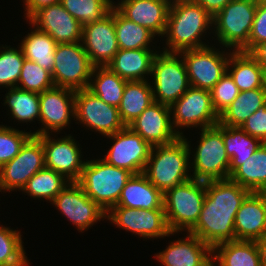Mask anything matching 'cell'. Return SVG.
Instances as JSON below:
<instances>
[{
  "mask_svg": "<svg viewBox=\"0 0 266 266\" xmlns=\"http://www.w3.org/2000/svg\"><path fill=\"white\" fill-rule=\"evenodd\" d=\"M116 206L139 210L164 209L163 193L143 173L133 174L122 189Z\"/></svg>",
  "mask_w": 266,
  "mask_h": 266,
  "instance_id": "cell-27",
  "label": "cell"
},
{
  "mask_svg": "<svg viewBox=\"0 0 266 266\" xmlns=\"http://www.w3.org/2000/svg\"><path fill=\"white\" fill-rule=\"evenodd\" d=\"M50 135L38 136L43 142L45 167L62 174L70 182H77L86 163L81 159L80 144L71 134L57 139Z\"/></svg>",
  "mask_w": 266,
  "mask_h": 266,
  "instance_id": "cell-18",
  "label": "cell"
},
{
  "mask_svg": "<svg viewBox=\"0 0 266 266\" xmlns=\"http://www.w3.org/2000/svg\"><path fill=\"white\" fill-rule=\"evenodd\" d=\"M212 105L220 115L239 95L240 90L228 72L210 90Z\"/></svg>",
  "mask_w": 266,
  "mask_h": 266,
  "instance_id": "cell-43",
  "label": "cell"
},
{
  "mask_svg": "<svg viewBox=\"0 0 266 266\" xmlns=\"http://www.w3.org/2000/svg\"><path fill=\"white\" fill-rule=\"evenodd\" d=\"M229 179L250 192L266 190V143L245 160H230Z\"/></svg>",
  "mask_w": 266,
  "mask_h": 266,
  "instance_id": "cell-25",
  "label": "cell"
},
{
  "mask_svg": "<svg viewBox=\"0 0 266 266\" xmlns=\"http://www.w3.org/2000/svg\"><path fill=\"white\" fill-rule=\"evenodd\" d=\"M215 127L222 133L226 153L230 160L248 159L262 144L241 127L223 126L220 123H217Z\"/></svg>",
  "mask_w": 266,
  "mask_h": 266,
  "instance_id": "cell-37",
  "label": "cell"
},
{
  "mask_svg": "<svg viewBox=\"0 0 266 266\" xmlns=\"http://www.w3.org/2000/svg\"><path fill=\"white\" fill-rule=\"evenodd\" d=\"M216 50V51H215ZM219 51L215 47L205 46L180 51L188 74L190 86L211 90L227 72V65L232 53Z\"/></svg>",
  "mask_w": 266,
  "mask_h": 266,
  "instance_id": "cell-11",
  "label": "cell"
},
{
  "mask_svg": "<svg viewBox=\"0 0 266 266\" xmlns=\"http://www.w3.org/2000/svg\"><path fill=\"white\" fill-rule=\"evenodd\" d=\"M206 196V181L191 178L163 194V208L171 232H189L198 221Z\"/></svg>",
  "mask_w": 266,
  "mask_h": 266,
  "instance_id": "cell-5",
  "label": "cell"
},
{
  "mask_svg": "<svg viewBox=\"0 0 266 266\" xmlns=\"http://www.w3.org/2000/svg\"><path fill=\"white\" fill-rule=\"evenodd\" d=\"M69 182L62 174L45 167L35 173L21 191L32 198L52 202Z\"/></svg>",
  "mask_w": 266,
  "mask_h": 266,
  "instance_id": "cell-35",
  "label": "cell"
},
{
  "mask_svg": "<svg viewBox=\"0 0 266 266\" xmlns=\"http://www.w3.org/2000/svg\"><path fill=\"white\" fill-rule=\"evenodd\" d=\"M169 106L154 102L128 126L151 146L170 144L180 135L174 130Z\"/></svg>",
  "mask_w": 266,
  "mask_h": 266,
  "instance_id": "cell-21",
  "label": "cell"
},
{
  "mask_svg": "<svg viewBox=\"0 0 266 266\" xmlns=\"http://www.w3.org/2000/svg\"><path fill=\"white\" fill-rule=\"evenodd\" d=\"M172 0H121L114 7L128 20L161 36L166 30Z\"/></svg>",
  "mask_w": 266,
  "mask_h": 266,
  "instance_id": "cell-22",
  "label": "cell"
},
{
  "mask_svg": "<svg viewBox=\"0 0 266 266\" xmlns=\"http://www.w3.org/2000/svg\"><path fill=\"white\" fill-rule=\"evenodd\" d=\"M74 113L78 120L88 129L98 131L101 135H112L125 127L117 107L102 101L88 88L75 91Z\"/></svg>",
  "mask_w": 266,
  "mask_h": 266,
  "instance_id": "cell-13",
  "label": "cell"
},
{
  "mask_svg": "<svg viewBox=\"0 0 266 266\" xmlns=\"http://www.w3.org/2000/svg\"><path fill=\"white\" fill-rule=\"evenodd\" d=\"M21 232L0 226V265L28 266L29 261L21 237Z\"/></svg>",
  "mask_w": 266,
  "mask_h": 266,
  "instance_id": "cell-38",
  "label": "cell"
},
{
  "mask_svg": "<svg viewBox=\"0 0 266 266\" xmlns=\"http://www.w3.org/2000/svg\"><path fill=\"white\" fill-rule=\"evenodd\" d=\"M93 68L81 42L57 44L51 74L56 87L88 88Z\"/></svg>",
  "mask_w": 266,
  "mask_h": 266,
  "instance_id": "cell-9",
  "label": "cell"
},
{
  "mask_svg": "<svg viewBox=\"0 0 266 266\" xmlns=\"http://www.w3.org/2000/svg\"><path fill=\"white\" fill-rule=\"evenodd\" d=\"M126 82L107 66H94L88 89L105 103L118 108Z\"/></svg>",
  "mask_w": 266,
  "mask_h": 266,
  "instance_id": "cell-33",
  "label": "cell"
},
{
  "mask_svg": "<svg viewBox=\"0 0 266 266\" xmlns=\"http://www.w3.org/2000/svg\"><path fill=\"white\" fill-rule=\"evenodd\" d=\"M174 130L183 136L182 128H210L219 123V115L212 105L211 92L190 86L184 95L170 106ZM178 131H177V130Z\"/></svg>",
  "mask_w": 266,
  "mask_h": 266,
  "instance_id": "cell-10",
  "label": "cell"
},
{
  "mask_svg": "<svg viewBox=\"0 0 266 266\" xmlns=\"http://www.w3.org/2000/svg\"><path fill=\"white\" fill-rule=\"evenodd\" d=\"M60 3L82 25L101 20L114 6L113 0H61Z\"/></svg>",
  "mask_w": 266,
  "mask_h": 266,
  "instance_id": "cell-39",
  "label": "cell"
},
{
  "mask_svg": "<svg viewBox=\"0 0 266 266\" xmlns=\"http://www.w3.org/2000/svg\"><path fill=\"white\" fill-rule=\"evenodd\" d=\"M250 54L257 60V62L266 71V41L257 45Z\"/></svg>",
  "mask_w": 266,
  "mask_h": 266,
  "instance_id": "cell-48",
  "label": "cell"
},
{
  "mask_svg": "<svg viewBox=\"0 0 266 266\" xmlns=\"http://www.w3.org/2000/svg\"><path fill=\"white\" fill-rule=\"evenodd\" d=\"M157 53L151 49H119L106 66L126 81L147 80Z\"/></svg>",
  "mask_w": 266,
  "mask_h": 266,
  "instance_id": "cell-26",
  "label": "cell"
},
{
  "mask_svg": "<svg viewBox=\"0 0 266 266\" xmlns=\"http://www.w3.org/2000/svg\"><path fill=\"white\" fill-rule=\"evenodd\" d=\"M5 104L11 117L18 122H32L40 120V102L39 94L31 91H26L18 87L9 88L5 94ZM37 118V119H36Z\"/></svg>",
  "mask_w": 266,
  "mask_h": 266,
  "instance_id": "cell-36",
  "label": "cell"
},
{
  "mask_svg": "<svg viewBox=\"0 0 266 266\" xmlns=\"http://www.w3.org/2000/svg\"><path fill=\"white\" fill-rule=\"evenodd\" d=\"M236 240L256 241L266 232V196L250 192L235 216Z\"/></svg>",
  "mask_w": 266,
  "mask_h": 266,
  "instance_id": "cell-24",
  "label": "cell"
},
{
  "mask_svg": "<svg viewBox=\"0 0 266 266\" xmlns=\"http://www.w3.org/2000/svg\"><path fill=\"white\" fill-rule=\"evenodd\" d=\"M61 0H23L25 9V15L28 19L35 11L40 9L41 7H45L48 5L60 3Z\"/></svg>",
  "mask_w": 266,
  "mask_h": 266,
  "instance_id": "cell-47",
  "label": "cell"
},
{
  "mask_svg": "<svg viewBox=\"0 0 266 266\" xmlns=\"http://www.w3.org/2000/svg\"><path fill=\"white\" fill-rule=\"evenodd\" d=\"M34 28L22 39L19 47L27 60L37 63L52 74L58 43L49 34Z\"/></svg>",
  "mask_w": 266,
  "mask_h": 266,
  "instance_id": "cell-32",
  "label": "cell"
},
{
  "mask_svg": "<svg viewBox=\"0 0 266 266\" xmlns=\"http://www.w3.org/2000/svg\"><path fill=\"white\" fill-rule=\"evenodd\" d=\"M84 50L94 66H106L119 51L114 26V6L101 20L83 25Z\"/></svg>",
  "mask_w": 266,
  "mask_h": 266,
  "instance_id": "cell-19",
  "label": "cell"
},
{
  "mask_svg": "<svg viewBox=\"0 0 266 266\" xmlns=\"http://www.w3.org/2000/svg\"><path fill=\"white\" fill-rule=\"evenodd\" d=\"M202 6L212 17L220 12L232 0H192Z\"/></svg>",
  "mask_w": 266,
  "mask_h": 266,
  "instance_id": "cell-46",
  "label": "cell"
},
{
  "mask_svg": "<svg viewBox=\"0 0 266 266\" xmlns=\"http://www.w3.org/2000/svg\"><path fill=\"white\" fill-rule=\"evenodd\" d=\"M212 261L218 266H262L255 241L231 240L213 248Z\"/></svg>",
  "mask_w": 266,
  "mask_h": 266,
  "instance_id": "cell-29",
  "label": "cell"
},
{
  "mask_svg": "<svg viewBox=\"0 0 266 266\" xmlns=\"http://www.w3.org/2000/svg\"><path fill=\"white\" fill-rule=\"evenodd\" d=\"M241 128L250 136L266 143V103L247 118Z\"/></svg>",
  "mask_w": 266,
  "mask_h": 266,
  "instance_id": "cell-45",
  "label": "cell"
},
{
  "mask_svg": "<svg viewBox=\"0 0 266 266\" xmlns=\"http://www.w3.org/2000/svg\"><path fill=\"white\" fill-rule=\"evenodd\" d=\"M51 204L61 211L79 232L88 230L102 218L106 219L107 215L106 211L86 195L77 182H69Z\"/></svg>",
  "mask_w": 266,
  "mask_h": 266,
  "instance_id": "cell-16",
  "label": "cell"
},
{
  "mask_svg": "<svg viewBox=\"0 0 266 266\" xmlns=\"http://www.w3.org/2000/svg\"><path fill=\"white\" fill-rule=\"evenodd\" d=\"M41 129L33 135L41 136L51 132H60L69 126L71 117H75V90L54 86L39 94ZM51 131V132H49Z\"/></svg>",
  "mask_w": 266,
  "mask_h": 266,
  "instance_id": "cell-17",
  "label": "cell"
},
{
  "mask_svg": "<svg viewBox=\"0 0 266 266\" xmlns=\"http://www.w3.org/2000/svg\"><path fill=\"white\" fill-rule=\"evenodd\" d=\"M265 103L264 87L242 91L219 115V123L223 126L241 127L247 118Z\"/></svg>",
  "mask_w": 266,
  "mask_h": 266,
  "instance_id": "cell-31",
  "label": "cell"
},
{
  "mask_svg": "<svg viewBox=\"0 0 266 266\" xmlns=\"http://www.w3.org/2000/svg\"><path fill=\"white\" fill-rule=\"evenodd\" d=\"M28 20L29 24L49 34L58 44L82 40L83 25L61 3L41 7Z\"/></svg>",
  "mask_w": 266,
  "mask_h": 266,
  "instance_id": "cell-20",
  "label": "cell"
},
{
  "mask_svg": "<svg viewBox=\"0 0 266 266\" xmlns=\"http://www.w3.org/2000/svg\"><path fill=\"white\" fill-rule=\"evenodd\" d=\"M266 41V2H257L248 44L241 50L250 53L257 45Z\"/></svg>",
  "mask_w": 266,
  "mask_h": 266,
  "instance_id": "cell-44",
  "label": "cell"
},
{
  "mask_svg": "<svg viewBox=\"0 0 266 266\" xmlns=\"http://www.w3.org/2000/svg\"><path fill=\"white\" fill-rule=\"evenodd\" d=\"M257 2L232 0L213 17L212 29L219 44L232 51H241L248 44Z\"/></svg>",
  "mask_w": 266,
  "mask_h": 266,
  "instance_id": "cell-6",
  "label": "cell"
},
{
  "mask_svg": "<svg viewBox=\"0 0 266 266\" xmlns=\"http://www.w3.org/2000/svg\"><path fill=\"white\" fill-rule=\"evenodd\" d=\"M106 218L120 229L145 239L174 235L168 227L164 209L139 210L114 206L107 212Z\"/></svg>",
  "mask_w": 266,
  "mask_h": 266,
  "instance_id": "cell-15",
  "label": "cell"
},
{
  "mask_svg": "<svg viewBox=\"0 0 266 266\" xmlns=\"http://www.w3.org/2000/svg\"><path fill=\"white\" fill-rule=\"evenodd\" d=\"M180 56L177 52L158 51L154 57L150 75L154 102L170 107L190 87L186 65Z\"/></svg>",
  "mask_w": 266,
  "mask_h": 266,
  "instance_id": "cell-7",
  "label": "cell"
},
{
  "mask_svg": "<svg viewBox=\"0 0 266 266\" xmlns=\"http://www.w3.org/2000/svg\"><path fill=\"white\" fill-rule=\"evenodd\" d=\"M199 145L192 155V178L200 181L229 179L230 158L222 133L215 127L200 130Z\"/></svg>",
  "mask_w": 266,
  "mask_h": 266,
  "instance_id": "cell-8",
  "label": "cell"
},
{
  "mask_svg": "<svg viewBox=\"0 0 266 266\" xmlns=\"http://www.w3.org/2000/svg\"><path fill=\"white\" fill-rule=\"evenodd\" d=\"M152 103H154V97L151 82L127 81L118 107L122 122L128 126Z\"/></svg>",
  "mask_w": 266,
  "mask_h": 266,
  "instance_id": "cell-30",
  "label": "cell"
},
{
  "mask_svg": "<svg viewBox=\"0 0 266 266\" xmlns=\"http://www.w3.org/2000/svg\"><path fill=\"white\" fill-rule=\"evenodd\" d=\"M250 191L230 179L206 181V196L201 213L189 233L212 249L236 240L234 222L237 211Z\"/></svg>",
  "mask_w": 266,
  "mask_h": 266,
  "instance_id": "cell-1",
  "label": "cell"
},
{
  "mask_svg": "<svg viewBox=\"0 0 266 266\" xmlns=\"http://www.w3.org/2000/svg\"><path fill=\"white\" fill-rule=\"evenodd\" d=\"M32 135L31 131L23 132L11 126L0 125V167L12 160Z\"/></svg>",
  "mask_w": 266,
  "mask_h": 266,
  "instance_id": "cell-42",
  "label": "cell"
},
{
  "mask_svg": "<svg viewBox=\"0 0 266 266\" xmlns=\"http://www.w3.org/2000/svg\"><path fill=\"white\" fill-rule=\"evenodd\" d=\"M0 86L5 88L17 87L21 69L25 61L22 50L18 47H0Z\"/></svg>",
  "mask_w": 266,
  "mask_h": 266,
  "instance_id": "cell-40",
  "label": "cell"
},
{
  "mask_svg": "<svg viewBox=\"0 0 266 266\" xmlns=\"http://www.w3.org/2000/svg\"><path fill=\"white\" fill-rule=\"evenodd\" d=\"M113 140V145L108 150L106 157L102 158L108 164L128 170L133 174L143 173L149 159L152 146L129 126L108 135Z\"/></svg>",
  "mask_w": 266,
  "mask_h": 266,
  "instance_id": "cell-14",
  "label": "cell"
},
{
  "mask_svg": "<svg viewBox=\"0 0 266 266\" xmlns=\"http://www.w3.org/2000/svg\"><path fill=\"white\" fill-rule=\"evenodd\" d=\"M227 72L240 92L264 87L265 70L250 53L232 51Z\"/></svg>",
  "mask_w": 266,
  "mask_h": 266,
  "instance_id": "cell-28",
  "label": "cell"
},
{
  "mask_svg": "<svg viewBox=\"0 0 266 266\" xmlns=\"http://www.w3.org/2000/svg\"><path fill=\"white\" fill-rule=\"evenodd\" d=\"M187 234L183 239L171 241L155 257L164 266H211L213 249L194 234Z\"/></svg>",
  "mask_w": 266,
  "mask_h": 266,
  "instance_id": "cell-23",
  "label": "cell"
},
{
  "mask_svg": "<svg viewBox=\"0 0 266 266\" xmlns=\"http://www.w3.org/2000/svg\"><path fill=\"white\" fill-rule=\"evenodd\" d=\"M114 26L119 49H151L155 35L147 28L128 20L114 7Z\"/></svg>",
  "mask_w": 266,
  "mask_h": 266,
  "instance_id": "cell-34",
  "label": "cell"
},
{
  "mask_svg": "<svg viewBox=\"0 0 266 266\" xmlns=\"http://www.w3.org/2000/svg\"><path fill=\"white\" fill-rule=\"evenodd\" d=\"M264 89H265V92H266V71L264 73Z\"/></svg>",
  "mask_w": 266,
  "mask_h": 266,
  "instance_id": "cell-50",
  "label": "cell"
},
{
  "mask_svg": "<svg viewBox=\"0 0 266 266\" xmlns=\"http://www.w3.org/2000/svg\"><path fill=\"white\" fill-rule=\"evenodd\" d=\"M132 175L128 170L108 164L102 158L86 160L77 183L107 213L118 203L122 189Z\"/></svg>",
  "mask_w": 266,
  "mask_h": 266,
  "instance_id": "cell-4",
  "label": "cell"
},
{
  "mask_svg": "<svg viewBox=\"0 0 266 266\" xmlns=\"http://www.w3.org/2000/svg\"><path fill=\"white\" fill-rule=\"evenodd\" d=\"M212 19L202 6L192 0H172L163 35L167 38L165 40L169 49L165 47L163 51L179 53L208 46L201 38L213 25Z\"/></svg>",
  "mask_w": 266,
  "mask_h": 266,
  "instance_id": "cell-2",
  "label": "cell"
},
{
  "mask_svg": "<svg viewBox=\"0 0 266 266\" xmlns=\"http://www.w3.org/2000/svg\"><path fill=\"white\" fill-rule=\"evenodd\" d=\"M45 168V151L41 139L32 135L20 152L0 167V192L22 190L28 180Z\"/></svg>",
  "mask_w": 266,
  "mask_h": 266,
  "instance_id": "cell-12",
  "label": "cell"
},
{
  "mask_svg": "<svg viewBox=\"0 0 266 266\" xmlns=\"http://www.w3.org/2000/svg\"><path fill=\"white\" fill-rule=\"evenodd\" d=\"M255 242L259 250L261 265L266 266V232Z\"/></svg>",
  "mask_w": 266,
  "mask_h": 266,
  "instance_id": "cell-49",
  "label": "cell"
},
{
  "mask_svg": "<svg viewBox=\"0 0 266 266\" xmlns=\"http://www.w3.org/2000/svg\"><path fill=\"white\" fill-rule=\"evenodd\" d=\"M54 86L52 75L49 71L35 62L25 59L17 84L18 88L41 94Z\"/></svg>",
  "mask_w": 266,
  "mask_h": 266,
  "instance_id": "cell-41",
  "label": "cell"
},
{
  "mask_svg": "<svg viewBox=\"0 0 266 266\" xmlns=\"http://www.w3.org/2000/svg\"><path fill=\"white\" fill-rule=\"evenodd\" d=\"M191 148L184 135L170 144L152 146L143 174L163 194L190 180Z\"/></svg>",
  "mask_w": 266,
  "mask_h": 266,
  "instance_id": "cell-3",
  "label": "cell"
}]
</instances>
